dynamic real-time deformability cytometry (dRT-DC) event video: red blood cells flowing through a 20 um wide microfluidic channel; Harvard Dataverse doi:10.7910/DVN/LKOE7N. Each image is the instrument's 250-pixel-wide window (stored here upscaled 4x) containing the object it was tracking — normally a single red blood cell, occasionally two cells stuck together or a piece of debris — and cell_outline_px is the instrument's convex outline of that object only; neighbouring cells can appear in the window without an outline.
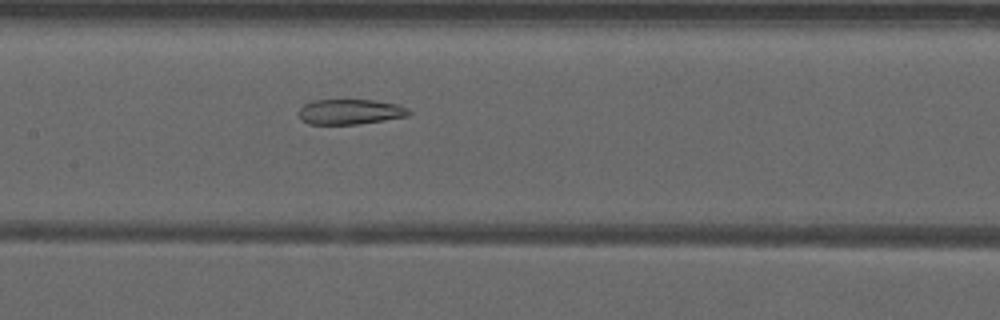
{"species": "common noctule bat (a hibernating species)", "species_latin": "Nyctalus noctula", "temperature_condition": "warm", "stored_images_in_passage": 33, "camera_frame_rate_fps": 3000, "um_per_image_px": 0.085, "animal": {"sex": "male", "forearm_length_mm": 52.5}, "frame": {"image": 1, "passage_image": 12, "time_ms": 3.667, "image_size_px": [1000, 320], "cell_outline_px": [[412, 112], [408, 116], [384, 120], [356, 124], [308, 124], [300, 120], [300, 108], [304, 104], [312, 100], [372, 100], [396, 104], [408, 108]], "centroid_in_image_um": [29.75, 9.5], "position_along_channel_um": 177.6, "area_um2": 16.13}}
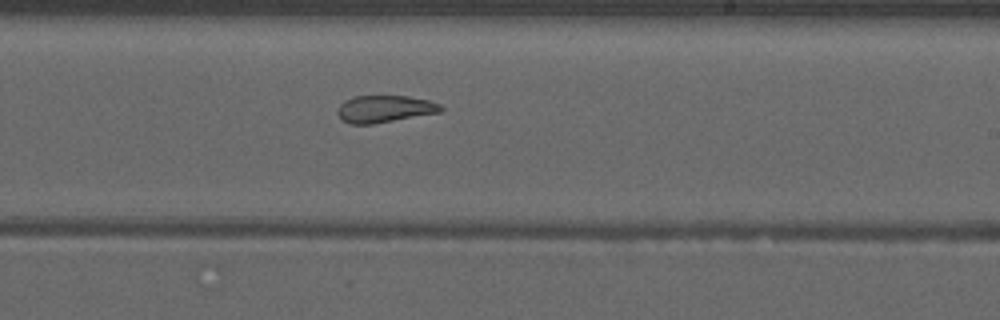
{"frame": {"image": 2, "passage_image": 18, "time_ms": 5.667, "image_size_px": [1000, 320], "cell_outline_px": [[444, 108], [440, 112], [372, 124], [348, 124], [336, 112], [340, 104], [344, 100], [352, 96], [408, 96], [428, 100], [440, 104]], "centroid_in_image_um": [32.67, 9.25], "position_along_channel_um": 256.3, "area_um2": 16.24}}
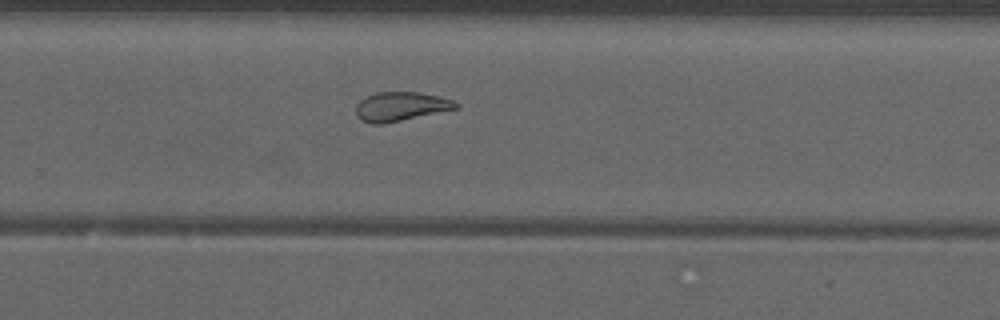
{"frame": {"image": 3, "passage_image": 21, "time_ms": 6.667, "image_size_px": [1000, 320], "cell_outline_px": [[460, 108], [384, 124], [372, 124], [360, 120], [356, 116], [356, 104], [364, 96], [376, 92], [420, 92], [440, 96], [452, 100], [460, 104]], "centroid_in_image_um": [34.06, 9.05], "position_along_channel_um": 295.7, "area_um2": 17.28}, "authors_computed_cell_mechanics": {"area_um2": 17.3978, "velocity_mm_per_s": 3.9474, "shape_relaxation_time_tau1_ms": null, "shape_relaxation_time_tau2_ms": 3.0489, "deformation_change_tau1": null, "deformation_change_tau2": 0.1177}}